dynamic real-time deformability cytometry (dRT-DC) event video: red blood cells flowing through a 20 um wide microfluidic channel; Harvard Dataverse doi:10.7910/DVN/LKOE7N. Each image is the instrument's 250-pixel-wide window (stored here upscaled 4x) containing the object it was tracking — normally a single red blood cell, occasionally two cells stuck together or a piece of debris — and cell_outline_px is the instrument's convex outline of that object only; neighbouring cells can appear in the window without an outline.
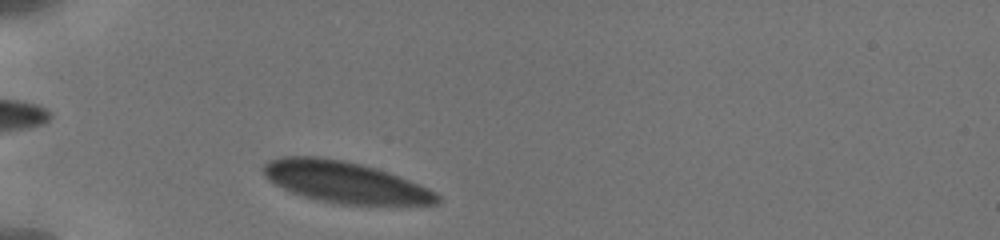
{"species": "human", "species_latin": "Homo sapiens", "temperature_condition": "cold", "stored_images_in_passage": 47, "camera_frame_rate_fps": 3000, "um_per_image_px": 0.085, "donor": {"sex": "male"}, "frame": {"image": 1, "passage_image": 5, "time_ms": 0.667, "image_size_px": [1000, 240], "cell_outline_px": [[440, 204], [332, 204], [304, 196], [292, 192], [268, 180], [264, 172], [264, 164], [268, 160], [280, 156], [316, 156], [344, 160], [376, 168], [388, 172], [428, 188], [436, 192], [440, 196]], "centroid_in_image_um": [29.31, 15.47], "position_along_channel_um": 55.7, "area_um2": 41.62}}
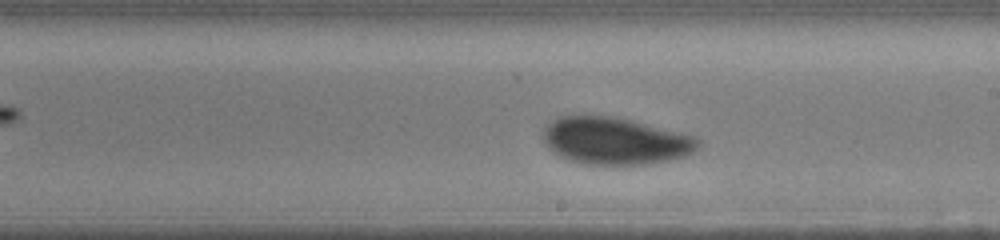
{"frame": {"image": 2, "passage_image": 23, "time_ms": 6.0, "image_size_px": [1000, 240], "cell_outline_px": [[700, 148], [684, 156], [672, 160], [644, 164], [584, 164], [568, 160], [552, 152], [544, 144], [544, 128], [552, 120], [560, 116], [612, 116], [696, 136], [700, 140]], "centroid_in_image_um": [52.29, 11.98], "position_along_channel_um": 236.7, "area_um2": 42.43}}
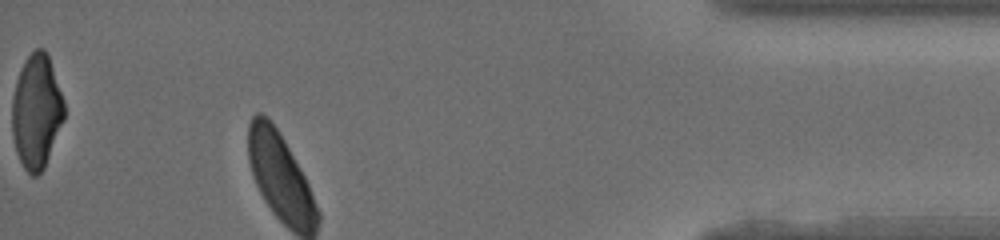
{"frame": {"image": 3, "passage_image": 46, "time_ms": 11.667, "image_size_px": [1000, 240], "cell_outline_px": [[64, 120], [44, 168], [36, 176], [32, 176], [24, 168], [16, 152], [12, 136], [12, 96], [16, 80], [20, 68], [28, 56], [36, 48], [44, 48], [48, 52], [64, 100]], "centroid_in_image_um": [3.1, 9.45], "position_along_channel_um": 432.1, "area_um2": 34.91}, "authors_computed_cell_mechanics": {"area_um2": 41.6738, "velocity_mm_per_s": 3.7807, "shape_relaxation_time_tau1_ms": 4.1222, "shape_relaxation_time_tau2_ms": null, "deformation_change_tau1": 0.1163, "deformation_change_tau2": null}}